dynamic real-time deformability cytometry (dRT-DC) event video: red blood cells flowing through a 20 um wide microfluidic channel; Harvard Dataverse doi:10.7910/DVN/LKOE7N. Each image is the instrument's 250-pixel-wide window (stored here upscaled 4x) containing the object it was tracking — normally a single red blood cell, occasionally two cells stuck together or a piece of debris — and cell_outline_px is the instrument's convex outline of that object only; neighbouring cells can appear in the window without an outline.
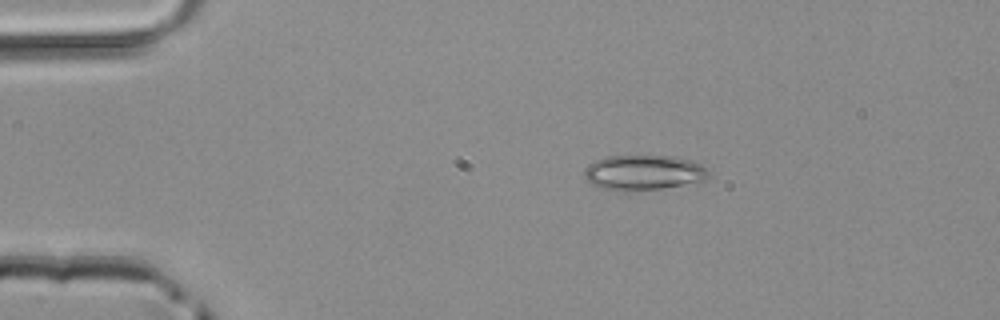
{"species": "common noctule bat (a hibernating species)", "species_latin": "Nyctalus noctula", "temperature_condition": "room temperature", "stored_images_in_passage": 41, "camera_frame_rate_fps": 3000, "um_per_image_px": 0.085, "animal": {"sex": "male", "body_mass_g": 20.4}, "frame": {"image": 1, "passage_image": 1, "time_ms": 0.0, "image_size_px": [1000, 320], "cell_outline_px": [[708, 176], [704, 180], [664, 188], [624, 192], [620, 192], [600, 188], [592, 184], [584, 176], [584, 172], [588, 164], [596, 160], [608, 156], [676, 156], [696, 160], [708, 172]], "centroid_in_image_um": [54.69, 14.67], "position_along_channel_um": 30.3, "area_um2": 25.61}}
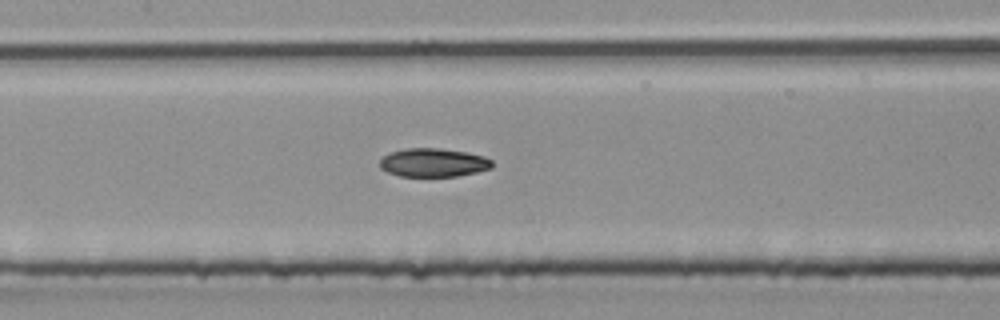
{"frame": {"image": 2, "passage_image": 15, "time_ms": 4.667, "image_size_px": [1000, 320], "cell_outline_px": [[492, 168], [476, 172], [456, 176], [400, 176], [388, 172], [380, 168], [380, 160], [384, 156], [392, 152], [408, 148], [440, 148], [468, 152], [484, 156], [492, 160]], "centroid_in_image_um": [36.86, 13.82], "position_along_channel_um": 170.5, "area_um2": 18.61}}
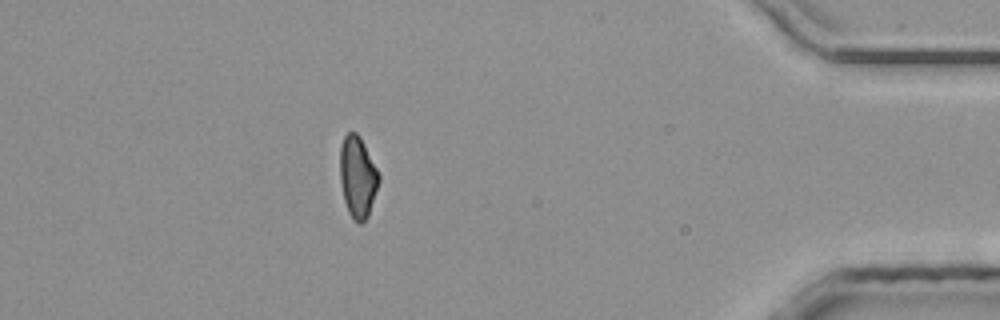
{"frame": {"image": 3, "passage_image": 35, "time_ms": 11.333, "image_size_px": [1000, 320], "cell_outline_px": [[380, 180], [368, 216], [360, 224], [352, 220], [348, 212], [344, 200], [340, 180], [340, 148], [344, 136], [348, 132], [356, 132], [360, 136], [380, 176]], "centroid_in_image_um": [30.39, 15.05], "position_along_channel_um": 404.8, "area_um2": 18.38}}